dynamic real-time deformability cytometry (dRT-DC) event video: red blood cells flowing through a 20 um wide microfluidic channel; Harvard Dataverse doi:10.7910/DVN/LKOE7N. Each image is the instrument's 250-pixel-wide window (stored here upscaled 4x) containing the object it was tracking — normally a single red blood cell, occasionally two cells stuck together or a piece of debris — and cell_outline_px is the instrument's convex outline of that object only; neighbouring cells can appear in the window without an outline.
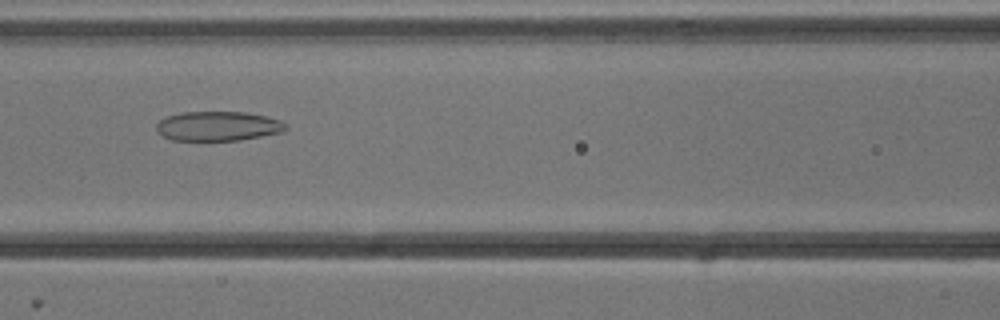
{"species": "common noctule bat (a hibernating species)", "species_latin": "Nyctalus noctula", "temperature_condition": "cold", "stored_images_in_passage": 46, "camera_frame_rate_fps": 3000, "um_per_image_px": 0.085, "animal": {"sex": "male", "body_mass_g": 13.3}, "frame": {"image": 1, "passage_image": 22, "time_ms": 7.0, "image_size_px": [1000, 320], "cell_outline_px": [[288, 128], [280, 132], [240, 140], [172, 140], [164, 136], [156, 128], [156, 124], [160, 120], [168, 116], [180, 112], [244, 112], [264, 116], [280, 120], [288, 124]], "centroid_in_image_um": [18.54, 10.71], "position_along_channel_um": 148.1, "area_um2": 22.02}}
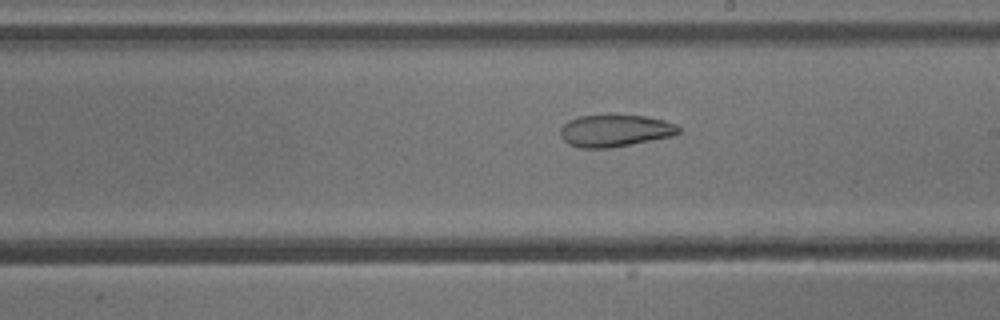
{"frame": {"image": 2, "passage_image": 29, "time_ms": 9.333, "image_size_px": [1000, 320], "cell_outline_px": [[680, 132], [672, 136], [612, 148], [580, 148], [568, 144], [560, 136], [560, 128], [568, 120], [580, 116], [644, 116], [664, 120], [676, 124], [680, 128]], "centroid_in_image_um": [52.26, 11.13], "position_along_channel_um": 236.7, "area_um2": 21.96}}
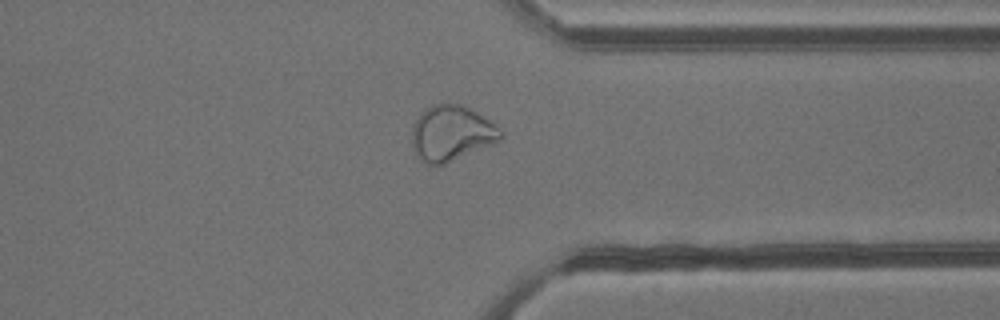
{"frame": {"image": 3, "passage_image": 40, "time_ms": 13.0, "image_size_px": [1000, 320], "cell_outline_px": [[504, 132], [500, 140], [492, 144], [444, 164], [424, 164], [416, 152], [412, 144], [412, 124], [420, 112], [424, 108], [432, 104], [460, 104], [484, 116], [500, 128]], "centroid_in_image_um": [38.36, 11.31], "position_along_channel_um": 373.0, "area_um2": 28.55}, "authors_computed_cell_mechanics": {"area_um2": 26.8481, "velocity_mm_per_s": 3.7948, "shape_relaxation_time_tau1_ms": null, "shape_relaxation_time_tau2_ms": 2.1812, "deformation_change_tau1": null, "deformation_change_tau2": 0.0736}}